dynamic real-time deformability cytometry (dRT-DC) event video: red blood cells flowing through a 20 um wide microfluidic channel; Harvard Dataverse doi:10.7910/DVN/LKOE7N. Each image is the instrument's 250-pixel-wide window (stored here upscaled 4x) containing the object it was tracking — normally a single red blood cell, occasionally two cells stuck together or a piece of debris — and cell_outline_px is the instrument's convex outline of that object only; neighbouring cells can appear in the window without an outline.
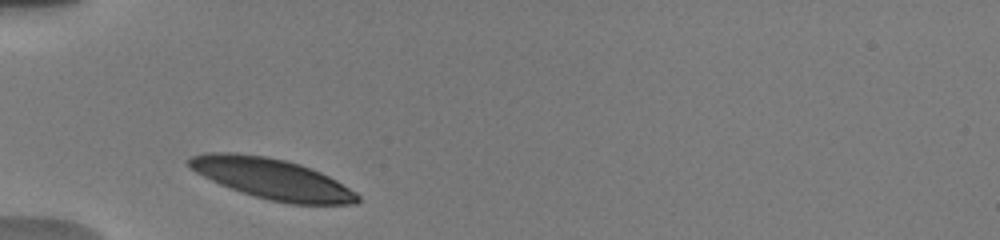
{"species": "human", "species_latin": "Homo sapiens", "temperature_condition": "warm", "stored_images_in_passage": 6, "camera_frame_rate_fps": 3000, "um_per_image_px": 0.085, "donor": {"sex": "male"}, "frame": {"image": 1, "passage_image": 1, "time_ms": 0.0, "image_size_px": [1000, 240], "cell_outline_px": [[360, 200], [356, 204], [292, 204], [272, 200], [256, 196], [220, 184], [188, 168], [184, 160], [192, 156], [204, 152], [236, 152], [264, 156], [284, 160], [300, 164], [320, 172], [336, 180], [356, 192], [360, 196]], "centroid_in_image_um": [23.09, 15.18], "position_along_channel_um": 61.9, "area_um2": 39.65}}
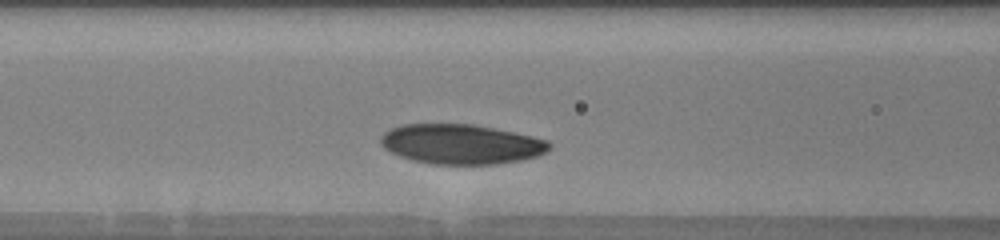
{"frame": {"image": 2, "passage_image": 4, "time_ms": 2.0, "image_size_px": [1000, 240], "cell_outline_px": [[552, 148], [536, 156], [524, 160], [496, 164], [432, 164], [412, 160], [400, 156], [384, 148], [380, 144], [380, 136], [388, 128], [404, 124], [476, 124], [532, 136], [548, 140], [552, 144]], "centroid_in_image_um": [39.19, 12.25], "position_along_channel_um": 127.4, "area_um2": 39.42}}
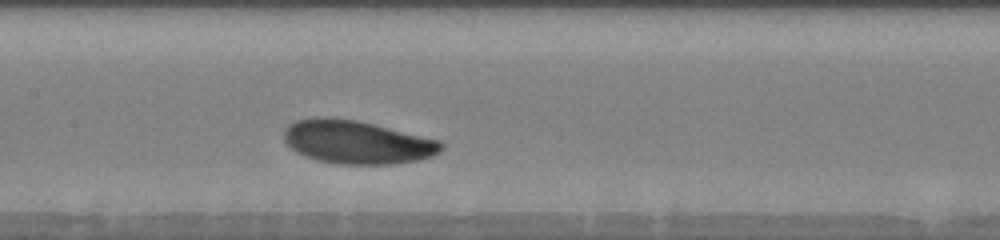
{"frame": {"image": 3, "passage_image": 6, "time_ms": 3.333, "image_size_px": [1000, 240], "cell_outline_px": [[444, 148], [440, 152], [432, 156], [420, 160], [396, 164], [336, 164], [316, 160], [304, 156], [296, 152], [284, 140], [284, 132], [288, 124], [296, 120], [312, 116], [324, 116], [356, 120], [440, 140], [444, 144]], "centroid_in_image_um": [30.33, 12.08], "position_along_channel_um": 177.1, "area_um2": 40.06}}